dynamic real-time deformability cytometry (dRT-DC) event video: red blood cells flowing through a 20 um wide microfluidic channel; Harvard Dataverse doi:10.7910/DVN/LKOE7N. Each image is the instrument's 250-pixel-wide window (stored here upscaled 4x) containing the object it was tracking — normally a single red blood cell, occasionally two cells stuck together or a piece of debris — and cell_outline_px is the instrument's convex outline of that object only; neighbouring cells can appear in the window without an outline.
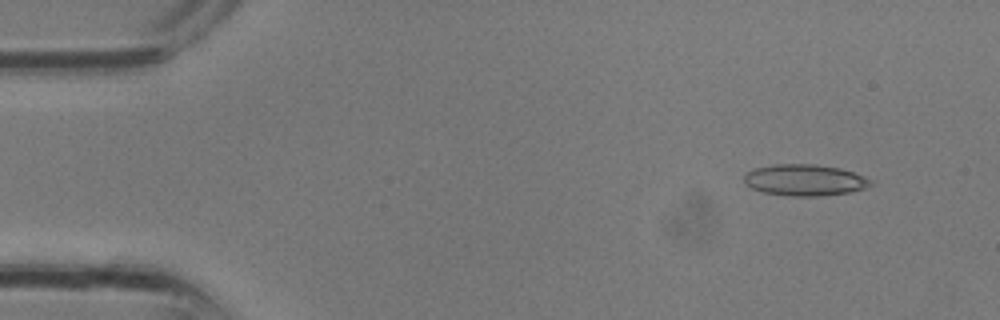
{"species": "common noctule bat (a hibernating species)", "species_latin": "Nyctalus noctula", "temperature_condition": "room temperature", "stored_images_in_passage": 8, "camera_frame_rate_fps": 3000, "um_per_image_px": 0.085, "animal": {"sex": "male", "body_mass_g": 13.3}, "frame": {"image": 1, "passage_image": 2, "time_ms": 0.333, "image_size_px": [1000, 320], "cell_outline_px": [[876, 184], [852, 192], [820, 196], [792, 196], [760, 192], [744, 184], [744, 176], [748, 172], [756, 168], [772, 164], [816, 164], [840, 168], [864, 176], [872, 180]], "centroid_in_image_um": [68.42, 15.31], "position_along_channel_um": 16.6, "area_um2": 23.35}}